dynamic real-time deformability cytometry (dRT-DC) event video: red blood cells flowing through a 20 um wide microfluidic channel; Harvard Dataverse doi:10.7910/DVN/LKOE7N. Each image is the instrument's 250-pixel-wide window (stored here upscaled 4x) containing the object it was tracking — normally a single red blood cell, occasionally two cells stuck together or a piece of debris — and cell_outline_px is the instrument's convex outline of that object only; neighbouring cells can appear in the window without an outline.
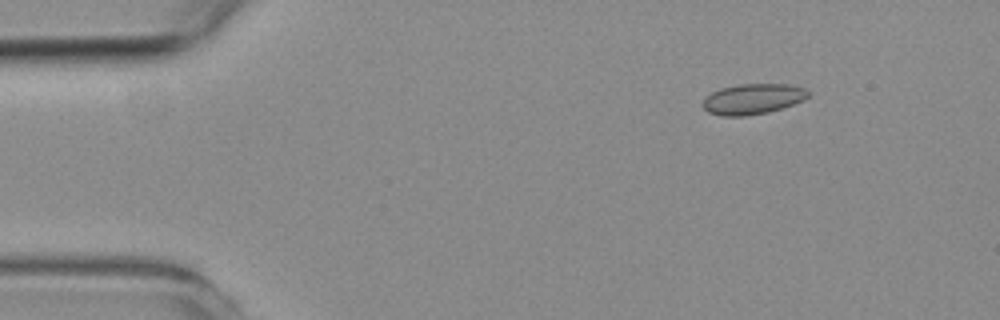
{"species": "common noctule bat (a hibernating species)", "species_latin": "Nyctalus noctula", "temperature_condition": "room temperature", "stored_images_in_passage": 54, "camera_frame_rate_fps": 3000, "um_per_image_px": 0.085, "animal": {"sex": "female", "body_mass_g": 19.3, "forearm_length_mm": 54.1}, "frame": {"image": 1, "passage_image": 3, "time_ms": 0.667, "image_size_px": [1000, 320], "cell_outline_px": [[812, 92], [804, 100], [768, 112], [744, 116], [720, 116], [708, 112], [700, 104], [704, 96], [720, 88], [740, 84], [788, 84], [804, 88]], "centroid_in_image_um": [63.95, 8.41], "position_along_channel_um": 21.1, "area_um2": 18.9}}
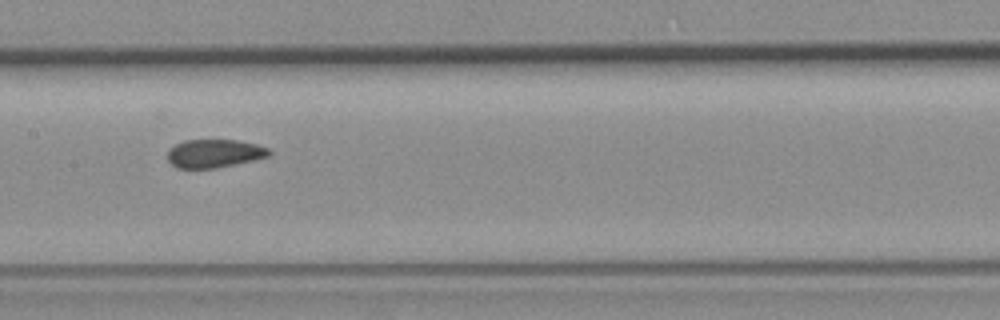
{"frame": {"image": 2, "passage_image": 24, "time_ms": 7.667, "image_size_px": [1000, 320], "cell_outline_px": [[272, 152], [268, 156], [256, 160], [216, 168], [176, 168], [168, 160], [168, 148], [184, 140], [236, 140], [256, 144], [268, 148]], "centroid_in_image_um": [18.22, 13.04], "position_along_channel_um": 189.2, "area_um2": 16.82}}
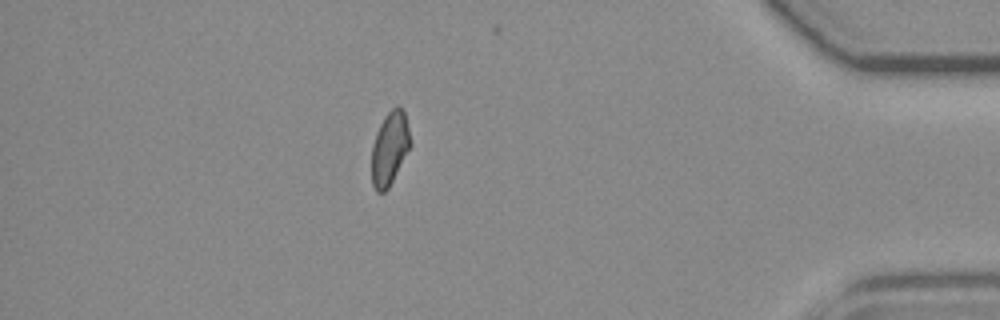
{"frame": {"image": 3, "passage_image": 46, "time_ms": 15.0, "image_size_px": [1000, 320], "cell_outline_px": [[412, 144], [388, 188], [384, 192], [376, 192], [372, 184], [372, 144], [376, 132], [384, 116], [396, 104], [400, 104], [404, 112]], "centroid_in_image_um": [33.12, 12.58], "position_along_channel_um": 402.1, "area_um2": 16.59}, "authors_computed_cell_mechanics": {"area_um2": 17.6001, "velocity_mm_per_s": 3.5419, "shape_relaxation_time_tau1_ms": null, "shape_relaxation_time_tau2_ms": 2.5035, "deformation_change_tau1": null, "deformation_change_tau2": 0.0444}}